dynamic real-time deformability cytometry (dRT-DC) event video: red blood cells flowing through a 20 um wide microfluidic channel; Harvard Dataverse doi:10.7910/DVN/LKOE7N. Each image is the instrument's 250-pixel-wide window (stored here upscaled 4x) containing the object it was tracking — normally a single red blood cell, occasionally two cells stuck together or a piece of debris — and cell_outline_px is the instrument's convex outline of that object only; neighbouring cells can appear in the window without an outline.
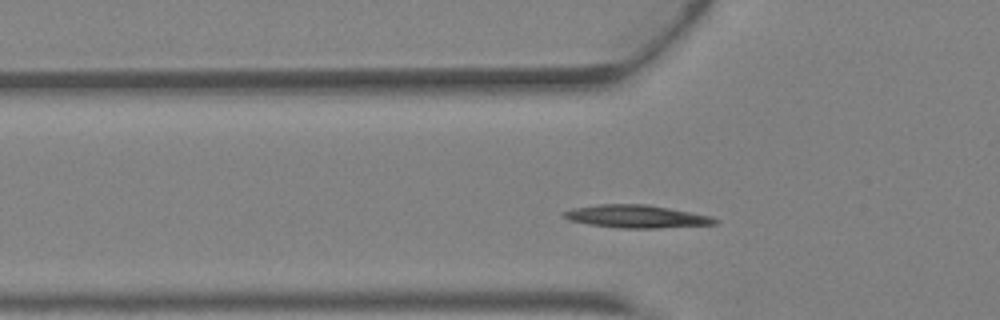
{"species": "Egyptian fruit bat (a non-hibernating species)", "species_latin": "Rousettus aegyptiacus", "temperature_condition": "warm", "stored_images_in_passage": 34, "camera_frame_rate_fps": 3000, "um_per_image_px": 0.085, "animal": {"sex": "female"}, "frame": {"image": 1, "passage_image": 8, "time_ms": 2.333, "image_size_px": [1000, 320], "cell_outline_px": [[720, 220], [716, 224], [656, 228], [620, 228], [588, 224], [568, 220], [560, 216], [560, 212], [572, 208], [600, 204], [648, 204], [692, 212], [708, 216]], "centroid_in_image_um": [54.03, 18.39], "position_along_channel_um": 71.8, "area_um2": 20.23}}
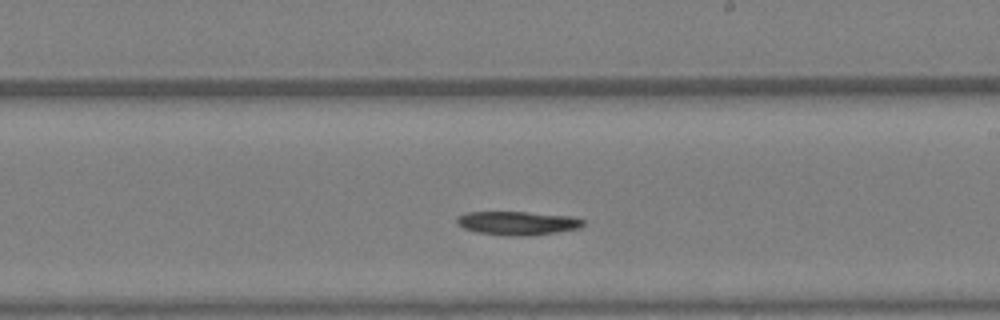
{"frame": {"image": 2, "passage_image": 19, "time_ms": 6.0, "image_size_px": [1000, 320], "cell_outline_px": [[584, 224], [580, 228], [556, 232], [528, 236], [512, 236], [476, 232], [464, 228], [456, 224], [456, 216], [464, 212], [528, 212], [572, 216], [584, 220]], "centroid_in_image_um": [43.96, 18.96], "position_along_channel_um": 245.0, "area_um2": 17.57}}
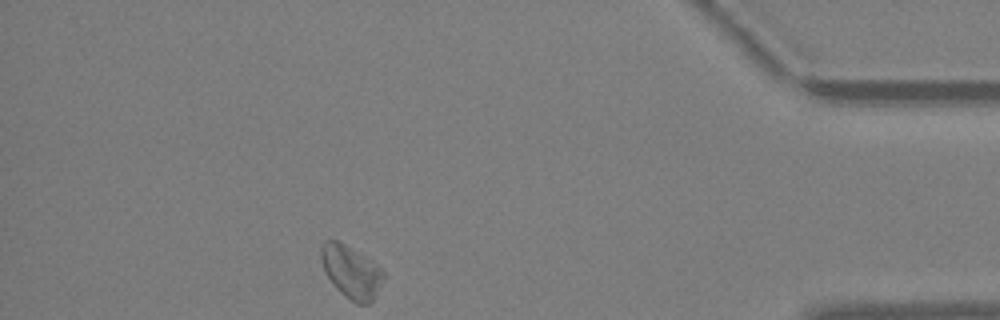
{"frame": {"image": 3, "passage_image": 32, "time_ms": 10.333, "image_size_px": [1000, 320], "cell_outline_px": [[384, 276], [372, 300], [368, 304], [356, 304], [340, 292], [332, 284], [324, 272], [320, 256], [320, 248], [324, 240], [336, 240], [360, 252], [372, 260], [384, 272]], "centroid_in_image_um": [29.81, 23.08], "position_along_channel_um": 405.4, "area_um2": 19.07}, "authors_computed_cell_mechanics": {"area_um2": 18.1203, "velocity_mm_per_s": 4.7384, "shape_relaxation_time_tau1_ms": 2.2262, "shape_relaxation_time_tau2_ms": null, "deformation_change_tau1": 0.0829, "deformation_change_tau2": null}}